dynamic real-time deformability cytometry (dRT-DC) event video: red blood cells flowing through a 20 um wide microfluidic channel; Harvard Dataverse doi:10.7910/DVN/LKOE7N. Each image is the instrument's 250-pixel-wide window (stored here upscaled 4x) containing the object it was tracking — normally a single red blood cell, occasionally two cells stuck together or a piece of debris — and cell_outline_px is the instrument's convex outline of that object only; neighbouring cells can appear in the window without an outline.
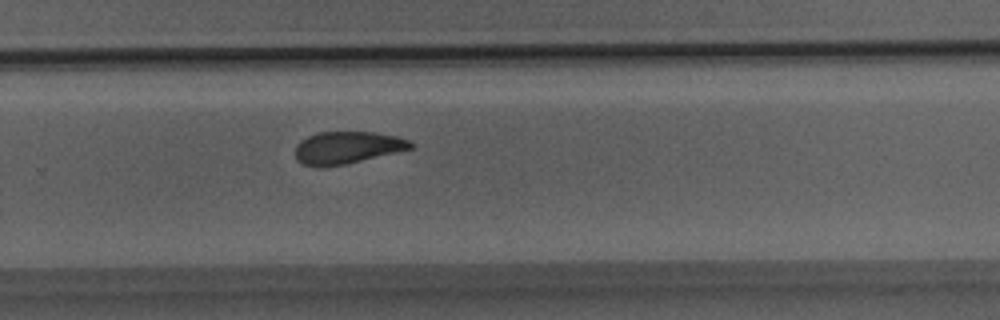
{"species": "Egyptian fruit bat (a non-hibernating species)", "species_latin": "Rousettus aegyptiacus", "temperature_condition": "room temperature", "stored_images_in_passage": 34, "camera_frame_rate_fps": 3000, "um_per_image_px": 0.085, "animal": {"sex": "male"}, "frame": {"image": 1, "passage_image": 22, "time_ms": 7.0, "image_size_px": [1000, 320], "cell_outline_px": [[416, 144], [412, 148], [396, 152], [344, 164], [320, 168], [304, 164], [296, 160], [296, 144], [300, 140], [308, 136], [320, 132], [376, 132], [396, 136], [408, 140]], "centroid_in_image_um": [29.49, 12.54], "position_along_channel_um": 300.3, "area_um2": 21.62}}
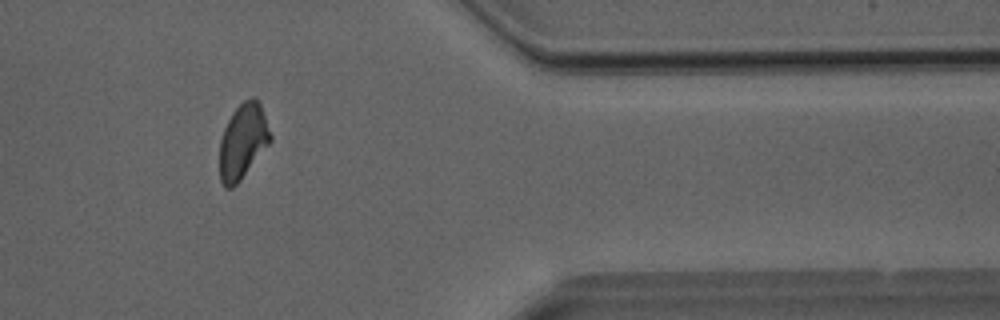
{"frame": {"image": 2, "passage_image": 28, "time_ms": 9.0, "image_size_px": [1000, 320], "cell_outline_px": [[272, 140], [240, 180], [232, 188], [224, 188], [220, 180], [220, 140], [224, 128], [232, 112], [244, 100], [252, 96], [256, 96], [260, 104], [272, 136]], "centroid_in_image_um": [20.64, 12.0], "position_along_channel_um": 390.8, "area_um2": 22.08}}
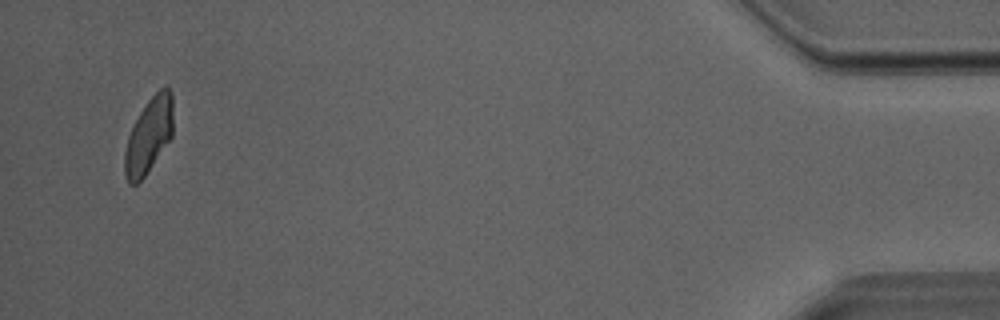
{"frame": {"image": 3, "passage_image": 33, "time_ms": 10.667, "image_size_px": [1000, 320], "cell_outline_px": [[172, 136], [144, 176], [136, 184], [128, 184], [124, 176], [124, 152], [128, 136], [140, 112], [148, 100], [164, 84], [172, 92]], "centroid_in_image_um": [12.63, 11.52], "position_along_channel_um": 422.6, "area_um2": 21.04}}